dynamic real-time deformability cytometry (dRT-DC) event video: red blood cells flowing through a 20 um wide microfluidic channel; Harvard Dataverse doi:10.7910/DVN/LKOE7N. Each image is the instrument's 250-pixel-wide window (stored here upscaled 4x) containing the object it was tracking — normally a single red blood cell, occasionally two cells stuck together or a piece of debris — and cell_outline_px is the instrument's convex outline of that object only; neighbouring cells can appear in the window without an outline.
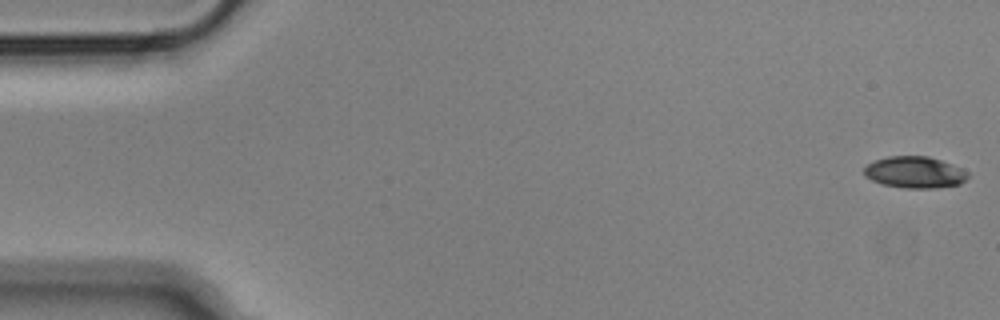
{"species": "Egyptian fruit bat (a non-hibernating species)", "species_latin": "Rousettus aegyptiacus", "temperature_condition": "cold", "stored_images_in_passage": 55, "camera_frame_rate_fps": 3000, "um_per_image_px": 0.085, "animal": {"sex": "male"}, "frame": {"image": 1, "passage_image": 1, "time_ms": 0.0, "image_size_px": [1000, 320], "cell_outline_px": [[968, 176], [960, 184], [936, 188], [908, 188], [884, 184], [872, 180], [864, 176], [864, 168], [868, 164], [876, 160], [888, 156], [928, 156], [940, 160], [960, 168], [968, 172]], "centroid_in_image_um": [77.74, 14.64], "position_along_channel_um": 7.3, "area_um2": 18.84}}
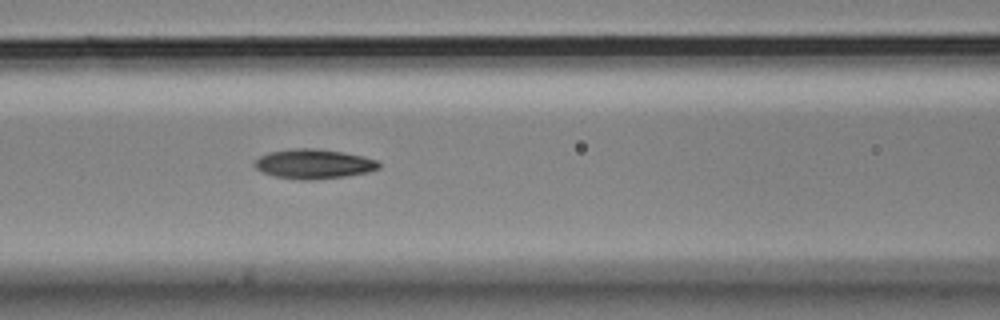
{"frame": {"image": 2, "passage_image": 23, "time_ms": 7.333, "image_size_px": [1000, 320], "cell_outline_px": [[380, 168], [368, 172], [344, 176], [308, 180], [276, 176], [264, 172], [256, 168], [252, 164], [260, 156], [268, 152], [292, 148], [316, 148], [364, 156], [376, 160], [380, 164]], "centroid_in_image_um": [26.66, 13.92], "position_along_channel_um": 139.9, "area_um2": 21.15}}
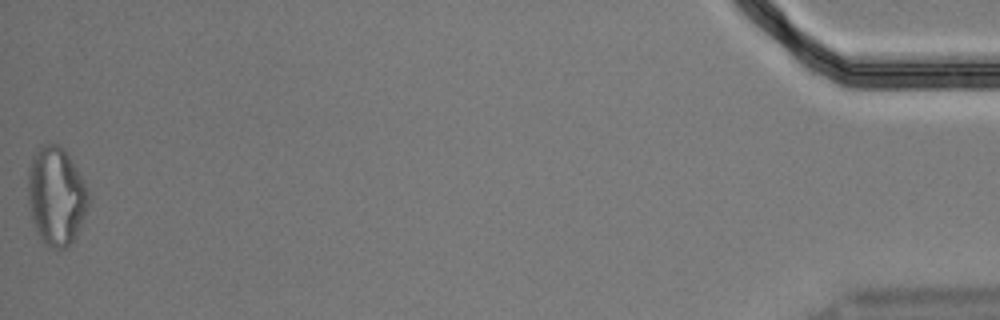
{"frame": {"image": 3, "passage_image": 55, "time_ms": 18.0, "image_size_px": [1000, 320], "cell_outline_px": [[88, 204], [84, 216], [76, 236], [72, 244], [64, 248], [52, 248], [44, 244], [32, 220], [28, 204], [28, 168], [32, 156], [40, 144], [56, 144], [64, 148], [68, 152], [84, 180], [88, 188]], "centroid_in_image_um": [4.77, 16.63], "position_along_channel_um": 430.4, "area_um2": 34.97}, "authors_computed_cell_mechanics": {"area_um2": 20.4034, "velocity_mm_per_s": 3.6401, "shape_relaxation_time_tau1_ms": 9.5158, "shape_relaxation_time_tau2_ms": 4.3104, "deformation_change_tau1": 0.1999, "deformation_change_tau2": 0.124}}